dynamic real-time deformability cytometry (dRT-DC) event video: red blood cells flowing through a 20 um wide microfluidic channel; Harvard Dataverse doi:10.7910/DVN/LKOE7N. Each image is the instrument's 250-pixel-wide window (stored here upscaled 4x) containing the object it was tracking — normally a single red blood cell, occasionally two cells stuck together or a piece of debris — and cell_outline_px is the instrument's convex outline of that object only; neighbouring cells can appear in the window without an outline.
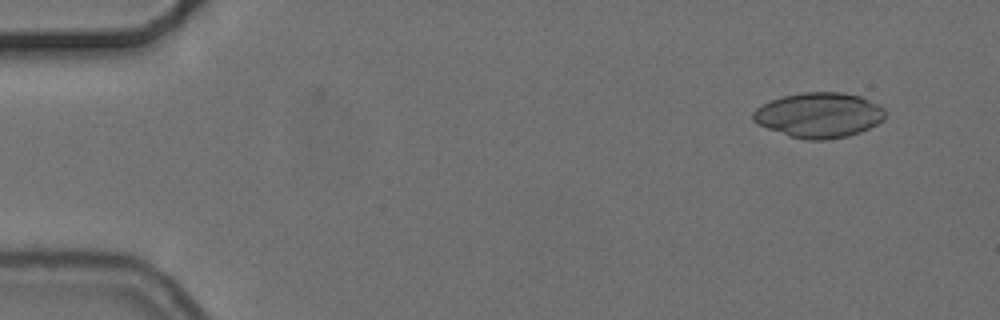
{"species": "common noctule bat (a hibernating species)", "species_latin": "Nyctalus noctula", "temperature_condition": "cold", "stored_images_in_passage": 2, "camera_frame_rate_fps": 3000, "um_per_image_px": 0.085, "animal": {"sex": "female", "body_mass_g": 24.6, "forearm_length_mm": 56.2}, "frame": {"image": 1, "passage_image": 2, "time_ms": 2.0, "image_size_px": [1000, 320], "cell_outline_px": [[884, 120], [860, 132], [848, 136], [824, 140], [804, 140], [788, 136], [756, 124], [752, 120], [752, 112], [756, 108], [772, 100], [784, 96], [804, 92], [840, 92], [860, 96], [884, 108]], "centroid_in_image_um": [69.58, 9.8], "position_along_channel_um": 15.4, "area_um2": 34.68}}